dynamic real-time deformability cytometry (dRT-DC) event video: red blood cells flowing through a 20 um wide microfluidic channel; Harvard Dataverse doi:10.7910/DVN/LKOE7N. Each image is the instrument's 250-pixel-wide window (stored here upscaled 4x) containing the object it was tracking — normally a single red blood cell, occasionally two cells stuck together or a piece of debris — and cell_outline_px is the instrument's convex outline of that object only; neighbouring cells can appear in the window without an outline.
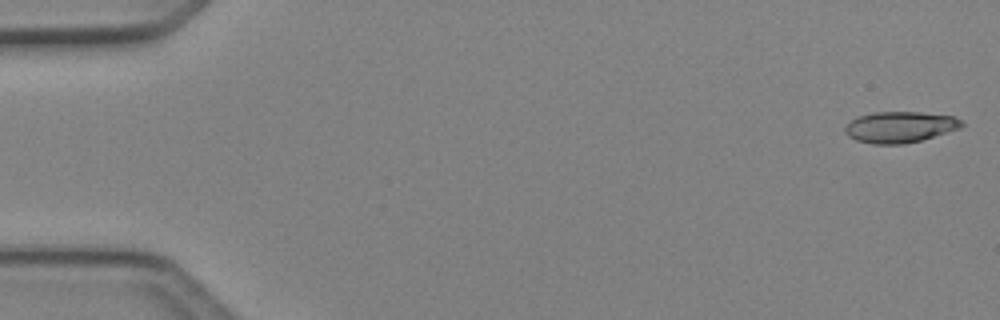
{"species": "Egyptian fruit bat (a non-hibernating species)", "species_latin": "Rousettus aegyptiacus", "temperature_condition": "cold", "stored_images_in_passage": 48, "camera_frame_rate_fps": 3000, "um_per_image_px": 0.085, "animal": {"sex": "female"}, "frame": {"image": 1, "passage_image": 1, "time_ms": 0.0, "image_size_px": [1000, 320], "cell_outline_px": [[964, 124], [960, 128], [920, 140], [904, 144], [872, 144], [856, 140], [848, 136], [844, 132], [844, 128], [856, 116], [872, 112], [920, 112], [952, 116], [960, 120]], "centroid_in_image_um": [76.44, 10.79], "position_along_channel_um": 8.6, "area_um2": 21.04}}
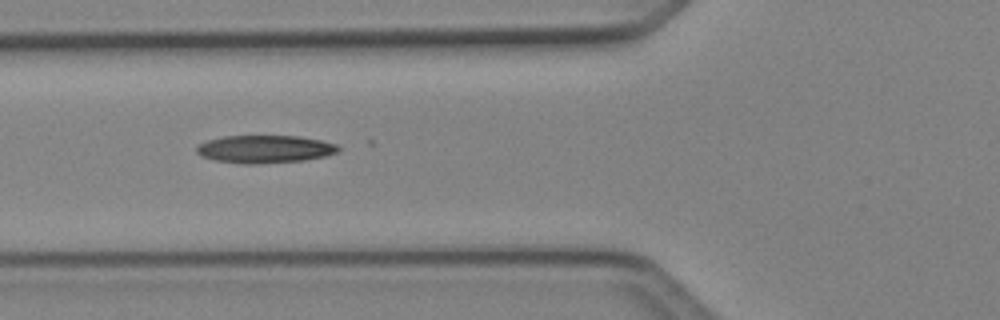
{"frame": {"image": 2, "passage_image": 18, "time_ms": 5.667, "image_size_px": [1000, 320], "cell_outline_px": [[340, 152], [324, 156], [304, 160], [252, 164], [244, 164], [212, 160], [200, 156], [196, 152], [196, 148], [200, 144], [208, 140], [224, 136], [300, 136], [340, 144]], "centroid_in_image_um": [22.53, 12.67], "position_along_channel_um": 103.3, "area_um2": 23.06}}
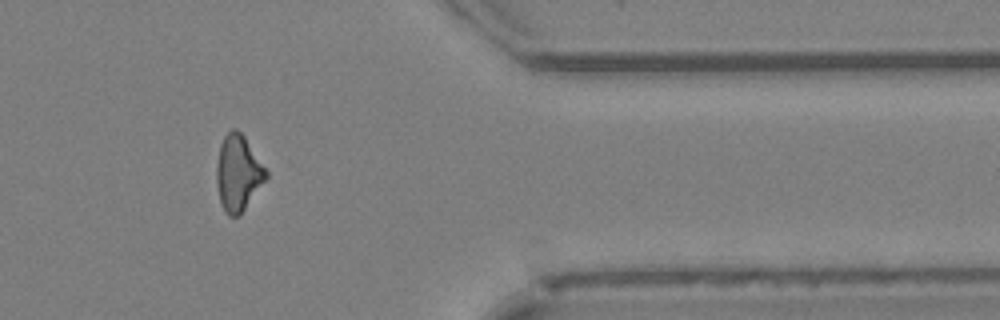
{"frame": {"image": 3, "passage_image": 40, "time_ms": 13.0, "image_size_px": [1000, 320], "cell_outline_px": [[268, 176], [240, 216], [228, 216], [224, 212], [220, 204], [216, 180], [216, 164], [220, 144], [224, 136], [232, 128], [236, 128], [244, 136], [268, 172]], "centroid_in_image_um": [20.22, 14.73], "position_along_channel_um": 391.2, "area_um2": 21.96}}